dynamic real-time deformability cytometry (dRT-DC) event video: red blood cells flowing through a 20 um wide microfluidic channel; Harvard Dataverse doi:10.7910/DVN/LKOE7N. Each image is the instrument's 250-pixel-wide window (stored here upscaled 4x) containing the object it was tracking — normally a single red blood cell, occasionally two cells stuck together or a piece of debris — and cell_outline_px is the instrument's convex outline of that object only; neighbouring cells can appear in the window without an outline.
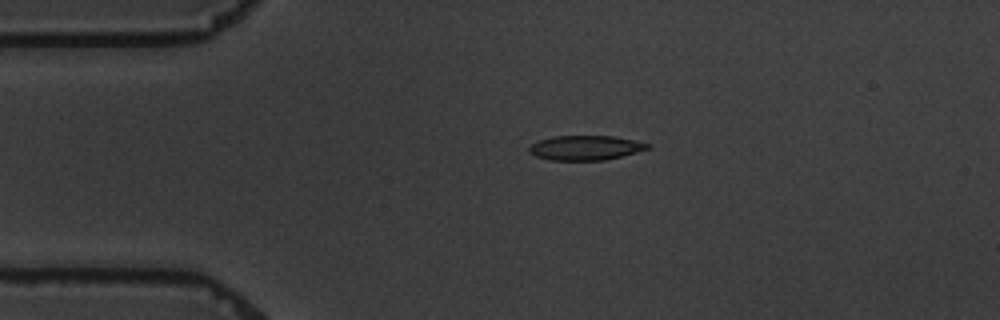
{"species": "common noctule bat (a hibernating species)", "species_latin": "Nyctalus noctula", "temperature_condition": "warm", "stored_images_in_passage": 4, "camera_frame_rate_fps": 3000, "um_per_image_px": 0.085, "animal": {"sex": "male", "body_mass_g": 19.5, "forearm_length_mm": 54.6}, "frame": {"image": 1, "passage_image": 3, "time_ms": 3.0, "image_size_px": [1000, 320], "cell_outline_px": [[652, 148], [604, 160], [548, 160], [536, 156], [528, 152], [528, 148], [532, 144], [540, 140], [552, 136], [612, 136], [636, 140], [652, 144]], "centroid_in_image_um": [49.78, 12.56], "position_along_channel_um": 35.2, "area_um2": 17.05}}